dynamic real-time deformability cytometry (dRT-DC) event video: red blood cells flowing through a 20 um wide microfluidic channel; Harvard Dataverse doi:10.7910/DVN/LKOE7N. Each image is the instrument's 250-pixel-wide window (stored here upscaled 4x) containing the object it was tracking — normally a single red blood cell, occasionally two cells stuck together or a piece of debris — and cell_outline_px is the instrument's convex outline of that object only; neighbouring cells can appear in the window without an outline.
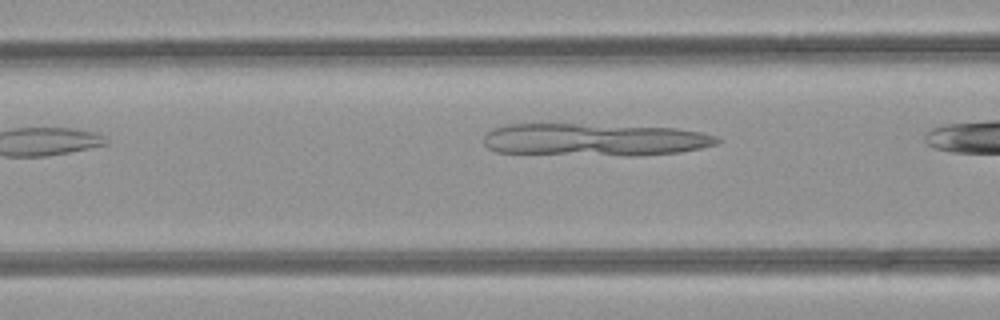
{"species": "common noctule bat (a hibernating species)", "species_latin": "Nyctalus noctula", "temperature_condition": "room temperature", "stored_images_in_passage": 7, "camera_frame_rate_fps": 3000, "um_per_image_px": 0.085, "animal": {"sex": "female", "body_mass_g": 21.9}, "frame": {"image": 1, "passage_image": 6, "time_ms": 1.667, "image_size_px": [1000, 320], "cell_outline_px": [[720, 140], [716, 144], [700, 148], [680, 152], [640, 156], [624, 156], [496, 152], [488, 148], [484, 144], [484, 136], [492, 128], [504, 124], [580, 124], [676, 128], [700, 132], [716, 136]], "centroid_in_image_um": [50.51, 11.88], "position_along_channel_um": 116.1, "area_um2": 44.45}}